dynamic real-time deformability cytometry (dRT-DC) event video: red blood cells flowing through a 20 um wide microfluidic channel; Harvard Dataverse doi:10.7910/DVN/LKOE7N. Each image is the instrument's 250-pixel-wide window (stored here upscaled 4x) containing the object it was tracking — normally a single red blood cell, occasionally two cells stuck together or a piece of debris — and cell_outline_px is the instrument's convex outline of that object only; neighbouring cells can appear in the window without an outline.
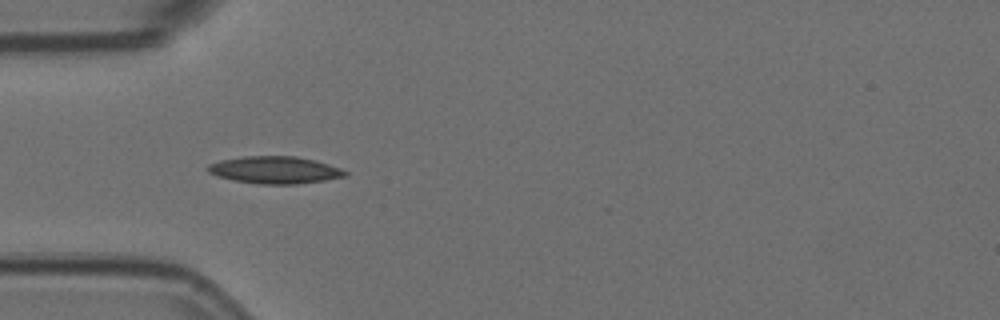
{"species": "Egyptian fruit bat (a non-hibernating species)", "species_latin": "Rousettus aegyptiacus", "temperature_condition": "room temperature", "stored_images_in_passage": 5, "camera_frame_rate_fps": 3000, "um_per_image_px": 0.085, "animal": {"sex": "female"}, "frame": {"image": 1, "passage_image": 4, "time_ms": 1.0, "image_size_px": [1000, 320], "cell_outline_px": [[348, 176], [324, 180], [296, 184], [256, 184], [216, 176], [208, 172], [208, 164], [220, 160], [244, 156], [296, 156], [316, 160], [340, 168], [348, 172]], "centroid_in_image_um": [23.37, 14.44], "position_along_channel_um": 61.6, "area_um2": 21.79}}
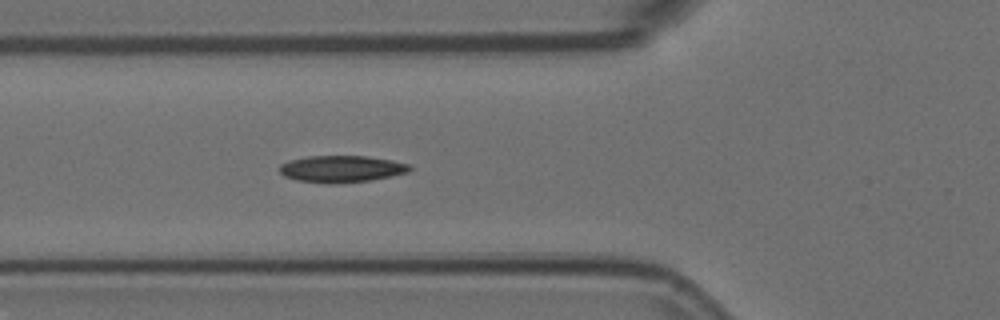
{"frame": {"image": 2, "passage_image": 5, "time_ms": 1.333, "image_size_px": [1000, 320], "cell_outline_px": [[412, 168], [408, 172], [368, 180], [336, 184], [328, 184], [296, 180], [284, 176], [280, 172], [280, 164], [288, 160], [308, 156], [368, 156], [392, 160], [408, 164]], "centroid_in_image_um": [28.98, 14.35], "position_along_channel_um": 96.8, "area_um2": 20.29}}